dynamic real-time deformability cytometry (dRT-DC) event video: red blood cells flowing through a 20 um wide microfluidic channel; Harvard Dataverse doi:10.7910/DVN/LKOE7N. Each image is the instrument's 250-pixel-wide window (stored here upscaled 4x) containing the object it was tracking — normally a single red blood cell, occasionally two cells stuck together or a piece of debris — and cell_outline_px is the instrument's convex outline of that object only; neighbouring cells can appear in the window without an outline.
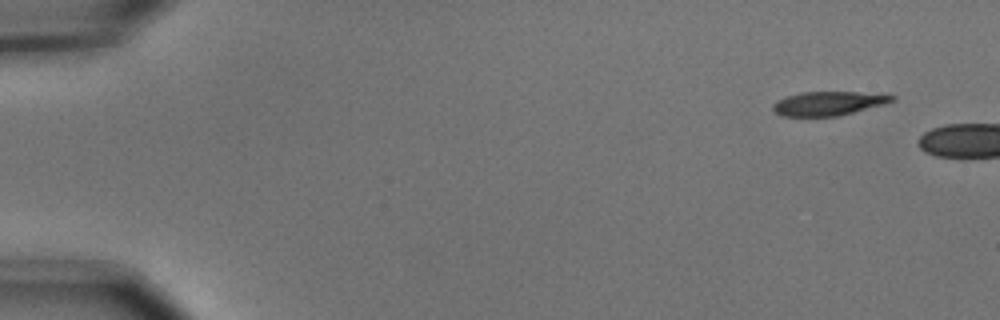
{"species": "common noctule bat (a hibernating species)", "species_latin": "Nyctalus noctula", "temperature_condition": "cold", "stored_images_in_passage": 3, "camera_frame_rate_fps": 3000, "um_per_image_px": 0.085, "animal": {"sex": "male", "body_mass_g": 15.6}, "frame": {"image": 1, "passage_image": 1, "time_ms": 0.0, "image_size_px": [1000, 320], "cell_outline_px": [[896, 100], [884, 104], [836, 116], [784, 116], [776, 112], [772, 108], [772, 104], [776, 100], [800, 92], [856, 92], [896, 96]], "centroid_in_image_um": [70.38, 8.78], "position_along_channel_um": 14.6, "area_um2": 16.36}}